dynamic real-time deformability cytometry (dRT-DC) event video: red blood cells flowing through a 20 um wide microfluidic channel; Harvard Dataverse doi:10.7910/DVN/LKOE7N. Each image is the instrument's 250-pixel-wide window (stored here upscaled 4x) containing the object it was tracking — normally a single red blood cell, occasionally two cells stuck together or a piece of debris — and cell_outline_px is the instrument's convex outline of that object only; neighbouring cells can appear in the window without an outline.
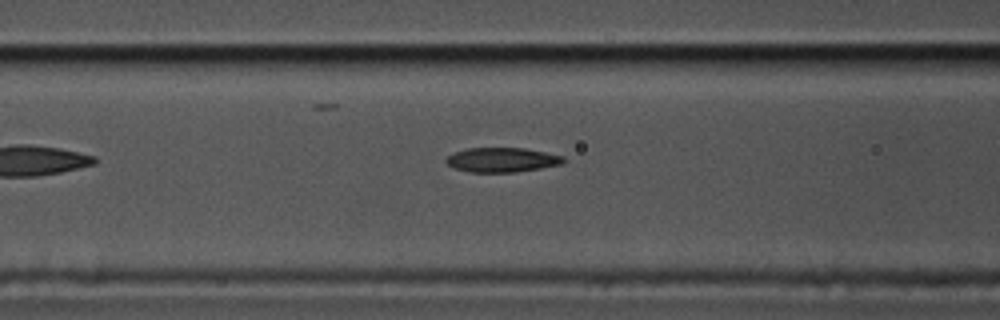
{"species": "common noctule bat (a hibernating species)", "species_latin": "Nyctalus noctula", "temperature_condition": "cold", "stored_images_in_passage": 39, "camera_frame_rate_fps": 3000, "um_per_image_px": 0.085, "animal": {"sex": "male", "body_mass_g": 17.5, "forearm_length_mm": 52.3}, "frame": {"image": 1, "passage_image": 5, "time_ms": 1.333, "image_size_px": [1000, 320], "cell_outline_px": [[568, 160], [564, 164], [516, 172], [472, 172], [456, 168], [448, 164], [444, 160], [452, 152], [468, 148], [524, 148], [564, 156]], "centroid_in_image_um": [42.71, 13.58], "position_along_channel_um": 123.9, "area_um2": 16.82}}
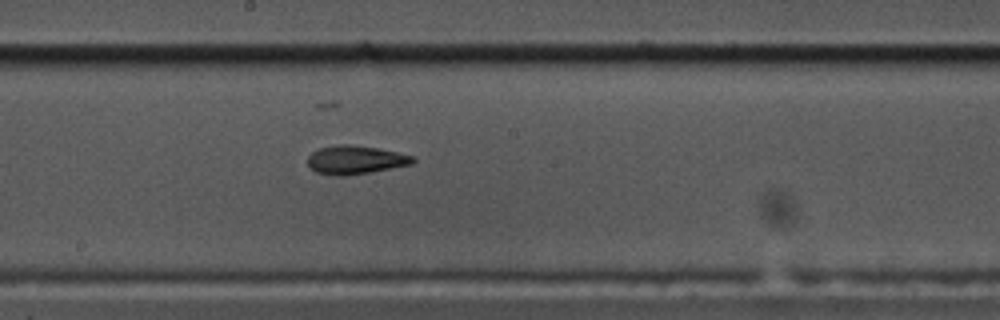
{"frame": {"image": 2, "passage_image": 13, "time_ms": 4.0, "image_size_px": [1000, 320], "cell_outline_px": [[416, 160], [412, 164], [372, 172], [344, 176], [336, 176], [316, 172], [308, 164], [308, 156], [312, 152], [320, 148], [340, 144], [348, 144], [376, 148], [416, 156]], "centroid_in_image_um": [30.23, 13.59], "position_along_channel_um": 218.0, "area_um2": 17.46}}
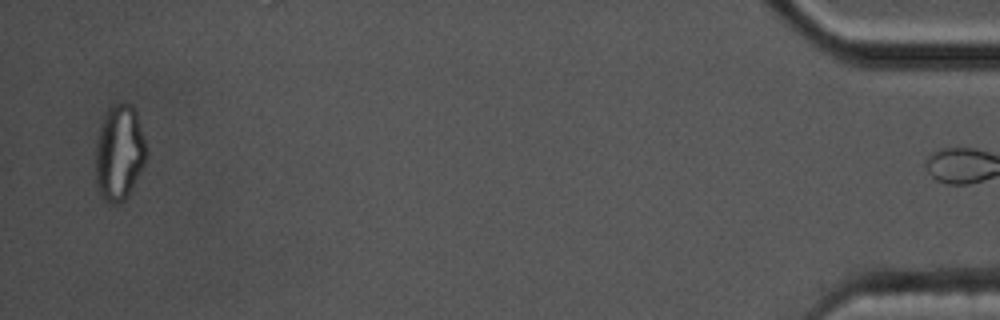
{"frame": {"image": 3, "passage_image": 38, "time_ms": 12.333, "image_size_px": [1000, 320], "cell_outline_px": [[144, 164], [124, 200], [120, 204], [112, 204], [104, 200], [100, 192], [96, 180], [96, 144], [100, 128], [104, 116], [108, 108], [112, 104], [132, 104], [136, 112], [144, 140]], "centroid_in_image_um": [10.11, 12.97], "position_along_channel_um": 425.1, "area_um2": 27.46}}